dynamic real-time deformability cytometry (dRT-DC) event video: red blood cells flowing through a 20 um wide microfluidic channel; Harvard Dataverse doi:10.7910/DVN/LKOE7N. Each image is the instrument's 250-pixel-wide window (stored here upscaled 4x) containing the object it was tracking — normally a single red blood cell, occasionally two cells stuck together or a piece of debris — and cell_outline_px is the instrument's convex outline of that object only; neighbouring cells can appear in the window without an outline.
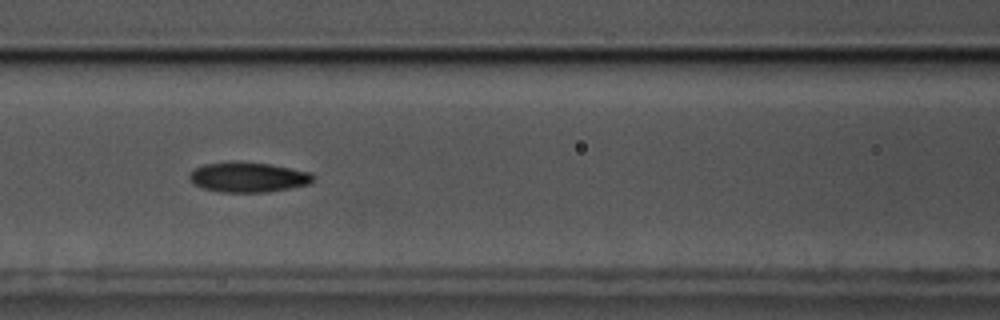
{"species": "common noctule bat (a hibernating species)", "species_latin": "Nyctalus noctula", "temperature_condition": "cold", "stored_images_in_passage": 48, "camera_frame_rate_fps": 3000, "um_per_image_px": 0.085, "animal": {"sex": "male", "body_mass_g": 17.5, "forearm_length_mm": 52.3}, "frame": {"image": 1, "passage_image": 15, "time_ms": 4.667, "image_size_px": [1000, 320], "cell_outline_px": [[312, 180], [308, 184], [268, 192], [220, 192], [200, 188], [188, 176], [196, 168], [204, 164], [232, 160], [236, 160], [268, 164], [312, 172]], "centroid_in_image_um": [21.06, 15.05], "position_along_channel_um": 145.5, "area_um2": 21.62}}
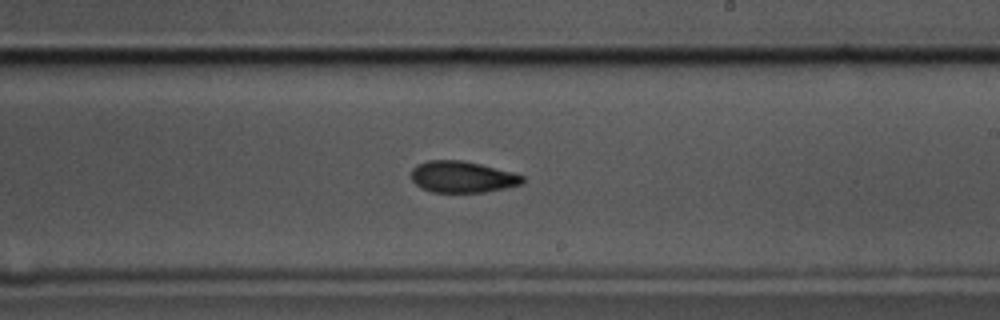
{"frame": {"image": 2, "passage_image": 24, "time_ms": 7.667, "image_size_px": [1000, 320], "cell_outline_px": [[524, 184], [484, 192], [432, 192], [420, 188], [412, 180], [412, 168], [416, 164], [428, 160], [460, 160], [480, 164], [512, 172], [524, 176]], "centroid_in_image_um": [39.28, 15.04], "position_along_channel_um": 249.7, "area_um2": 20.4}}
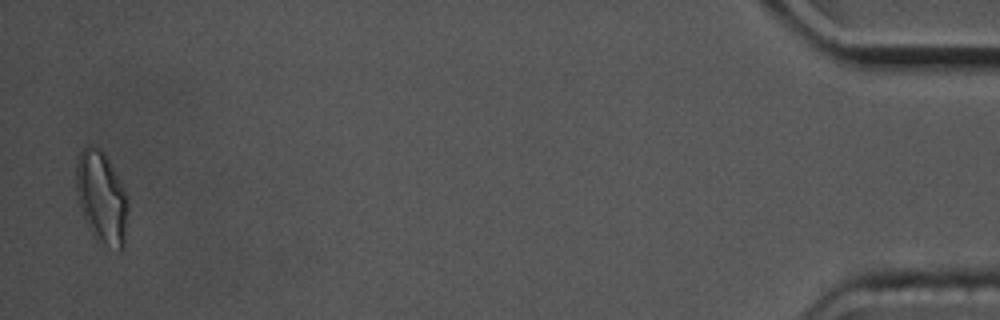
{"frame": {"image": 3, "passage_image": 47, "time_ms": 15.333, "image_size_px": [1000, 320], "cell_outline_px": [[128, 204], [124, 248], [120, 252], [108, 248], [96, 240], [92, 236], [84, 216], [80, 204], [76, 188], [76, 164], [80, 152], [88, 144], [92, 144], [100, 148], [104, 152], [124, 192]], "centroid_in_image_um": [8.63, 16.84], "position_along_channel_um": 426.6, "area_um2": 27.63}, "authors_computed_cell_mechanics": {"area_um2": 21.4149, "velocity_mm_per_s": 3.4851, "shape_relaxation_time_tau1_ms": 6.9862, "shape_relaxation_time_tau2_ms": 3.2923, "deformation_change_tau1": 0.1538, "deformation_change_tau2": 0.0975}}